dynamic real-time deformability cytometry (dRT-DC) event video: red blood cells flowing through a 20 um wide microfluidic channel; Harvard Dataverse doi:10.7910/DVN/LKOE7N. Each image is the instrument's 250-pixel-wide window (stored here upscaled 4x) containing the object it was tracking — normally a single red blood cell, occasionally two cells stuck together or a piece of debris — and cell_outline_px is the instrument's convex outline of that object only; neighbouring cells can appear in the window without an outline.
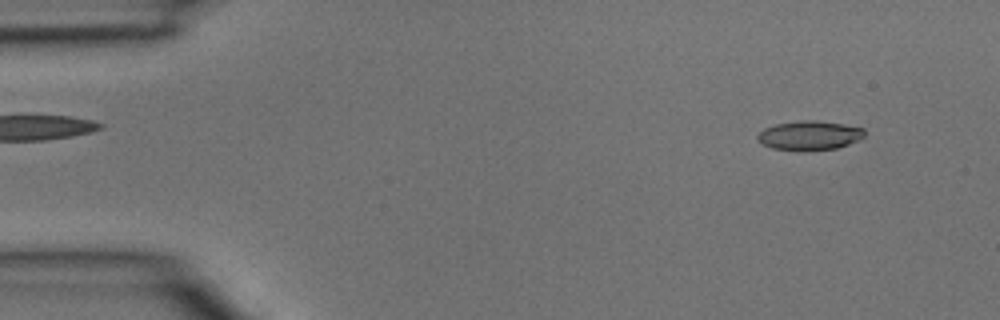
{"species": "common noctule bat (a hibernating species)", "species_latin": "Nyctalus noctula", "temperature_condition": "room temperature", "stored_images_in_passage": 4, "segment_of_instrument_passage": [2, 2], "camera_frame_rate_fps": 3000, "um_per_image_px": 0.085, "animal": {"sex": "male", "body_mass_g": 15.6}, "frame": {"image": 1, "passage_image": 4, "time_ms": 1.0, "image_size_px": [1000, 320], "cell_outline_px": [[864, 136], [860, 140], [836, 148], [808, 152], [800, 152], [772, 148], [756, 140], [756, 136], [764, 128], [776, 124], [800, 120], [816, 120], [844, 124], [864, 128]], "centroid_in_image_um": [68.8, 11.53], "position_along_channel_um": 16.2, "area_um2": 18.61}}